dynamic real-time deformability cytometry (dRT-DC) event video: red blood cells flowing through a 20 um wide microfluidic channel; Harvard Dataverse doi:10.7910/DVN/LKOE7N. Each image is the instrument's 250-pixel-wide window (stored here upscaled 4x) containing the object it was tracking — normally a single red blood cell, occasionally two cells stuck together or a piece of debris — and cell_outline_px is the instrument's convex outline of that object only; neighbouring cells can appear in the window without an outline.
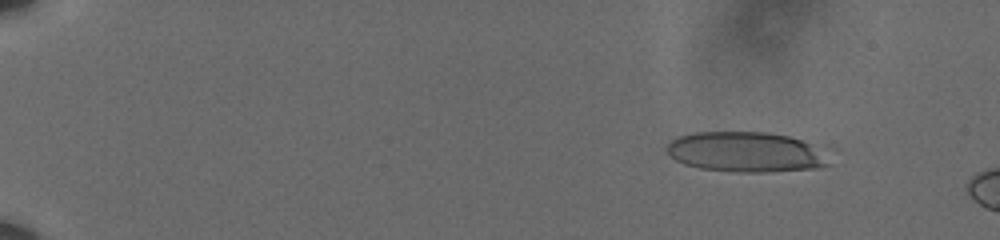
{"species": "human", "species_latin": "Homo sapiens", "temperature_condition": "cold", "stored_images_in_passage": 20, "camera_frame_rate_fps": 3000, "um_per_image_px": 0.085, "donor": {"sex": "male"}, "frame": {"image": 1, "passage_image": 8, "time_ms": 2.333, "image_size_px": [1000, 240], "cell_outline_px": [[832, 164], [820, 168], [768, 172], [736, 172], [700, 168], [684, 164], [676, 160], [664, 148], [676, 136], [696, 132], [768, 132], [788, 136], [800, 140], [808, 144], [828, 160]], "centroid_in_image_um": [63.31, 12.93], "position_along_channel_um": 21.7, "area_um2": 37.63}}